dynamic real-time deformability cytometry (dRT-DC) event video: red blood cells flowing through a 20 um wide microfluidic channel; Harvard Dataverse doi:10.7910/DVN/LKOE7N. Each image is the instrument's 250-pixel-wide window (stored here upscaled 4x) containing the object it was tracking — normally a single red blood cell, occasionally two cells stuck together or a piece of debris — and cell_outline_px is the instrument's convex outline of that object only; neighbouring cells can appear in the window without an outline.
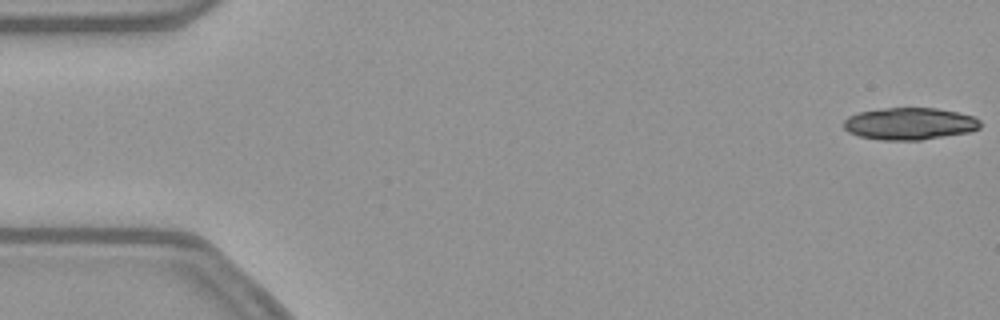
{"species": "common noctule bat (a hibernating species)", "species_latin": "Nyctalus noctula", "temperature_condition": "warm", "stored_images_in_passage": 18, "camera_frame_rate_fps": 3000, "um_per_image_px": 0.085, "animal": {"sex": "female", "body_mass_g": 21.9}, "frame": {"image": 1, "passage_image": 1, "time_ms": 0.0, "image_size_px": [1000, 320], "cell_outline_px": [[980, 128], [968, 132], [920, 140], [880, 140], [860, 136], [848, 132], [844, 128], [844, 120], [848, 116], [860, 112], [884, 108], [936, 108], [956, 112], [972, 116], [980, 120]], "centroid_in_image_um": [77.3, 10.51], "position_along_channel_um": 7.7, "area_um2": 25.37}}